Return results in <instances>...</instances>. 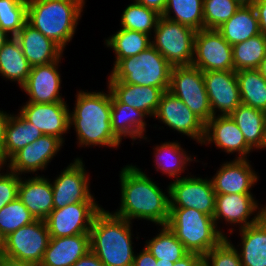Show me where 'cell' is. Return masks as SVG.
<instances>
[{
	"label": "cell",
	"mask_w": 266,
	"mask_h": 266,
	"mask_svg": "<svg viewBox=\"0 0 266 266\" xmlns=\"http://www.w3.org/2000/svg\"><path fill=\"white\" fill-rule=\"evenodd\" d=\"M121 203L115 215L132 222L145 219L159 226L167 225L170 216V190L167 194L136 165L120 171Z\"/></svg>",
	"instance_id": "cell-1"
},
{
	"label": "cell",
	"mask_w": 266,
	"mask_h": 266,
	"mask_svg": "<svg viewBox=\"0 0 266 266\" xmlns=\"http://www.w3.org/2000/svg\"><path fill=\"white\" fill-rule=\"evenodd\" d=\"M107 88L108 94L103 91L77 92L69 125L74 127L79 147L117 148L121 144L111 128V91Z\"/></svg>",
	"instance_id": "cell-2"
},
{
	"label": "cell",
	"mask_w": 266,
	"mask_h": 266,
	"mask_svg": "<svg viewBox=\"0 0 266 266\" xmlns=\"http://www.w3.org/2000/svg\"><path fill=\"white\" fill-rule=\"evenodd\" d=\"M132 222L102 208L90 229V250L105 266H133Z\"/></svg>",
	"instance_id": "cell-3"
},
{
	"label": "cell",
	"mask_w": 266,
	"mask_h": 266,
	"mask_svg": "<svg viewBox=\"0 0 266 266\" xmlns=\"http://www.w3.org/2000/svg\"><path fill=\"white\" fill-rule=\"evenodd\" d=\"M85 0H27V23L63 50L75 34Z\"/></svg>",
	"instance_id": "cell-4"
},
{
	"label": "cell",
	"mask_w": 266,
	"mask_h": 266,
	"mask_svg": "<svg viewBox=\"0 0 266 266\" xmlns=\"http://www.w3.org/2000/svg\"><path fill=\"white\" fill-rule=\"evenodd\" d=\"M166 226L189 253L202 256L225 238L213 217L192 208H170Z\"/></svg>",
	"instance_id": "cell-5"
},
{
	"label": "cell",
	"mask_w": 266,
	"mask_h": 266,
	"mask_svg": "<svg viewBox=\"0 0 266 266\" xmlns=\"http://www.w3.org/2000/svg\"><path fill=\"white\" fill-rule=\"evenodd\" d=\"M172 66L151 45L139 55L121 59L109 75L108 81L153 86L169 90Z\"/></svg>",
	"instance_id": "cell-6"
},
{
	"label": "cell",
	"mask_w": 266,
	"mask_h": 266,
	"mask_svg": "<svg viewBox=\"0 0 266 266\" xmlns=\"http://www.w3.org/2000/svg\"><path fill=\"white\" fill-rule=\"evenodd\" d=\"M196 30L160 16L151 37L152 46L172 66L192 65Z\"/></svg>",
	"instance_id": "cell-7"
},
{
	"label": "cell",
	"mask_w": 266,
	"mask_h": 266,
	"mask_svg": "<svg viewBox=\"0 0 266 266\" xmlns=\"http://www.w3.org/2000/svg\"><path fill=\"white\" fill-rule=\"evenodd\" d=\"M50 239L44 220H35L6 236L3 259L18 266H39Z\"/></svg>",
	"instance_id": "cell-8"
},
{
	"label": "cell",
	"mask_w": 266,
	"mask_h": 266,
	"mask_svg": "<svg viewBox=\"0 0 266 266\" xmlns=\"http://www.w3.org/2000/svg\"><path fill=\"white\" fill-rule=\"evenodd\" d=\"M205 124L213 117L203 72L193 65L172 67L169 90Z\"/></svg>",
	"instance_id": "cell-9"
},
{
	"label": "cell",
	"mask_w": 266,
	"mask_h": 266,
	"mask_svg": "<svg viewBox=\"0 0 266 266\" xmlns=\"http://www.w3.org/2000/svg\"><path fill=\"white\" fill-rule=\"evenodd\" d=\"M169 190L170 208H192L214 216L216 193L211 178L187 175L170 182Z\"/></svg>",
	"instance_id": "cell-10"
},
{
	"label": "cell",
	"mask_w": 266,
	"mask_h": 266,
	"mask_svg": "<svg viewBox=\"0 0 266 266\" xmlns=\"http://www.w3.org/2000/svg\"><path fill=\"white\" fill-rule=\"evenodd\" d=\"M192 65L202 72L234 71L232 46L217 29L196 32Z\"/></svg>",
	"instance_id": "cell-11"
},
{
	"label": "cell",
	"mask_w": 266,
	"mask_h": 266,
	"mask_svg": "<svg viewBox=\"0 0 266 266\" xmlns=\"http://www.w3.org/2000/svg\"><path fill=\"white\" fill-rule=\"evenodd\" d=\"M101 209L97 202H78L53 209L45 220L50 238L89 234L93 220Z\"/></svg>",
	"instance_id": "cell-12"
},
{
	"label": "cell",
	"mask_w": 266,
	"mask_h": 266,
	"mask_svg": "<svg viewBox=\"0 0 266 266\" xmlns=\"http://www.w3.org/2000/svg\"><path fill=\"white\" fill-rule=\"evenodd\" d=\"M81 158H75L51 183L54 209L78 202H97L90 192V179Z\"/></svg>",
	"instance_id": "cell-13"
},
{
	"label": "cell",
	"mask_w": 266,
	"mask_h": 266,
	"mask_svg": "<svg viewBox=\"0 0 266 266\" xmlns=\"http://www.w3.org/2000/svg\"><path fill=\"white\" fill-rule=\"evenodd\" d=\"M154 118L202 145L205 136V123L170 91H165L162 94Z\"/></svg>",
	"instance_id": "cell-14"
},
{
	"label": "cell",
	"mask_w": 266,
	"mask_h": 266,
	"mask_svg": "<svg viewBox=\"0 0 266 266\" xmlns=\"http://www.w3.org/2000/svg\"><path fill=\"white\" fill-rule=\"evenodd\" d=\"M257 202L253 194H216L213 216L216 227L227 237L224 231L217 226L221 221L220 219L229 225L233 224L232 226L239 225V229L257 223L266 214V206L259 208ZM255 212L257 213L254 214ZM252 215H254L253 218L249 220Z\"/></svg>",
	"instance_id": "cell-15"
},
{
	"label": "cell",
	"mask_w": 266,
	"mask_h": 266,
	"mask_svg": "<svg viewBox=\"0 0 266 266\" xmlns=\"http://www.w3.org/2000/svg\"><path fill=\"white\" fill-rule=\"evenodd\" d=\"M203 79L213 116H228L241 104L236 71H207Z\"/></svg>",
	"instance_id": "cell-16"
},
{
	"label": "cell",
	"mask_w": 266,
	"mask_h": 266,
	"mask_svg": "<svg viewBox=\"0 0 266 266\" xmlns=\"http://www.w3.org/2000/svg\"><path fill=\"white\" fill-rule=\"evenodd\" d=\"M19 111L44 135H52L65 142L62 135L70 129V110L66 101L46 104L26 102Z\"/></svg>",
	"instance_id": "cell-17"
},
{
	"label": "cell",
	"mask_w": 266,
	"mask_h": 266,
	"mask_svg": "<svg viewBox=\"0 0 266 266\" xmlns=\"http://www.w3.org/2000/svg\"><path fill=\"white\" fill-rule=\"evenodd\" d=\"M63 142L52 135H43L15 153L7 162V169L18 175L46 170L52 158L62 148Z\"/></svg>",
	"instance_id": "cell-18"
},
{
	"label": "cell",
	"mask_w": 266,
	"mask_h": 266,
	"mask_svg": "<svg viewBox=\"0 0 266 266\" xmlns=\"http://www.w3.org/2000/svg\"><path fill=\"white\" fill-rule=\"evenodd\" d=\"M58 61L31 67L26 82L21 87L29 96V101L35 103H55L65 101L61 96V75L58 71ZM61 94V95H60Z\"/></svg>",
	"instance_id": "cell-19"
},
{
	"label": "cell",
	"mask_w": 266,
	"mask_h": 266,
	"mask_svg": "<svg viewBox=\"0 0 266 266\" xmlns=\"http://www.w3.org/2000/svg\"><path fill=\"white\" fill-rule=\"evenodd\" d=\"M210 143L228 154L238 152L236 159H247V155L253 151L230 115L213 116L205 124V136L202 144Z\"/></svg>",
	"instance_id": "cell-20"
},
{
	"label": "cell",
	"mask_w": 266,
	"mask_h": 266,
	"mask_svg": "<svg viewBox=\"0 0 266 266\" xmlns=\"http://www.w3.org/2000/svg\"><path fill=\"white\" fill-rule=\"evenodd\" d=\"M220 166L211 179L216 194H252L259 176L248 159L234 158Z\"/></svg>",
	"instance_id": "cell-21"
},
{
	"label": "cell",
	"mask_w": 266,
	"mask_h": 266,
	"mask_svg": "<svg viewBox=\"0 0 266 266\" xmlns=\"http://www.w3.org/2000/svg\"><path fill=\"white\" fill-rule=\"evenodd\" d=\"M49 178L40 175L20 178L18 197L36 220H46L54 209Z\"/></svg>",
	"instance_id": "cell-22"
},
{
	"label": "cell",
	"mask_w": 266,
	"mask_h": 266,
	"mask_svg": "<svg viewBox=\"0 0 266 266\" xmlns=\"http://www.w3.org/2000/svg\"><path fill=\"white\" fill-rule=\"evenodd\" d=\"M31 67L58 61L63 57V49L50 38L27 22L15 36Z\"/></svg>",
	"instance_id": "cell-23"
},
{
	"label": "cell",
	"mask_w": 266,
	"mask_h": 266,
	"mask_svg": "<svg viewBox=\"0 0 266 266\" xmlns=\"http://www.w3.org/2000/svg\"><path fill=\"white\" fill-rule=\"evenodd\" d=\"M90 251V234L50 238L39 266H72Z\"/></svg>",
	"instance_id": "cell-24"
},
{
	"label": "cell",
	"mask_w": 266,
	"mask_h": 266,
	"mask_svg": "<svg viewBox=\"0 0 266 266\" xmlns=\"http://www.w3.org/2000/svg\"><path fill=\"white\" fill-rule=\"evenodd\" d=\"M107 84L111 93L121 103L141 110L147 117H154L162 94L165 92L161 88L126 84L121 81H108Z\"/></svg>",
	"instance_id": "cell-25"
},
{
	"label": "cell",
	"mask_w": 266,
	"mask_h": 266,
	"mask_svg": "<svg viewBox=\"0 0 266 266\" xmlns=\"http://www.w3.org/2000/svg\"><path fill=\"white\" fill-rule=\"evenodd\" d=\"M147 115L141 110L134 109L121 103L111 93V128L114 134L122 141L123 137L129 136L133 141L147 139L146 121ZM141 138V139H140Z\"/></svg>",
	"instance_id": "cell-26"
},
{
	"label": "cell",
	"mask_w": 266,
	"mask_h": 266,
	"mask_svg": "<svg viewBox=\"0 0 266 266\" xmlns=\"http://www.w3.org/2000/svg\"><path fill=\"white\" fill-rule=\"evenodd\" d=\"M242 266H266V214L255 224L239 229Z\"/></svg>",
	"instance_id": "cell-27"
},
{
	"label": "cell",
	"mask_w": 266,
	"mask_h": 266,
	"mask_svg": "<svg viewBox=\"0 0 266 266\" xmlns=\"http://www.w3.org/2000/svg\"><path fill=\"white\" fill-rule=\"evenodd\" d=\"M230 117L252 149H266V112L241 103Z\"/></svg>",
	"instance_id": "cell-28"
},
{
	"label": "cell",
	"mask_w": 266,
	"mask_h": 266,
	"mask_svg": "<svg viewBox=\"0 0 266 266\" xmlns=\"http://www.w3.org/2000/svg\"><path fill=\"white\" fill-rule=\"evenodd\" d=\"M217 31L231 45L260 34L258 17L253 5H242Z\"/></svg>",
	"instance_id": "cell-29"
},
{
	"label": "cell",
	"mask_w": 266,
	"mask_h": 266,
	"mask_svg": "<svg viewBox=\"0 0 266 266\" xmlns=\"http://www.w3.org/2000/svg\"><path fill=\"white\" fill-rule=\"evenodd\" d=\"M31 71V66L25 58L19 41L10 37L0 49V76L17 82L22 87Z\"/></svg>",
	"instance_id": "cell-30"
},
{
	"label": "cell",
	"mask_w": 266,
	"mask_h": 266,
	"mask_svg": "<svg viewBox=\"0 0 266 266\" xmlns=\"http://www.w3.org/2000/svg\"><path fill=\"white\" fill-rule=\"evenodd\" d=\"M38 128L28 122L20 113L11 114L6 127L3 156L8 161L15 153L43 136Z\"/></svg>",
	"instance_id": "cell-31"
},
{
	"label": "cell",
	"mask_w": 266,
	"mask_h": 266,
	"mask_svg": "<svg viewBox=\"0 0 266 266\" xmlns=\"http://www.w3.org/2000/svg\"><path fill=\"white\" fill-rule=\"evenodd\" d=\"M156 151L154 152V162L156 171H161L163 174L169 177L180 179L181 173H184V169L190 164L191 161H197L188 155L186 150L181 147L178 141L165 142L160 145H156ZM185 150V151H184ZM193 159V160H192Z\"/></svg>",
	"instance_id": "cell-32"
},
{
	"label": "cell",
	"mask_w": 266,
	"mask_h": 266,
	"mask_svg": "<svg viewBox=\"0 0 266 266\" xmlns=\"http://www.w3.org/2000/svg\"><path fill=\"white\" fill-rule=\"evenodd\" d=\"M152 36L143 32L121 28L115 34L105 39L107 48L115 53L114 66L123 58L139 55L152 45Z\"/></svg>",
	"instance_id": "cell-33"
},
{
	"label": "cell",
	"mask_w": 266,
	"mask_h": 266,
	"mask_svg": "<svg viewBox=\"0 0 266 266\" xmlns=\"http://www.w3.org/2000/svg\"><path fill=\"white\" fill-rule=\"evenodd\" d=\"M241 103L266 112V79L258 69L236 72Z\"/></svg>",
	"instance_id": "cell-34"
},
{
	"label": "cell",
	"mask_w": 266,
	"mask_h": 266,
	"mask_svg": "<svg viewBox=\"0 0 266 266\" xmlns=\"http://www.w3.org/2000/svg\"><path fill=\"white\" fill-rule=\"evenodd\" d=\"M161 16L199 31L204 29L203 0H167Z\"/></svg>",
	"instance_id": "cell-35"
},
{
	"label": "cell",
	"mask_w": 266,
	"mask_h": 266,
	"mask_svg": "<svg viewBox=\"0 0 266 266\" xmlns=\"http://www.w3.org/2000/svg\"><path fill=\"white\" fill-rule=\"evenodd\" d=\"M161 227L159 229L160 232L152 239L146 240L144 246L156 260L175 263L185 257L189 252L169 227L166 225Z\"/></svg>",
	"instance_id": "cell-36"
},
{
	"label": "cell",
	"mask_w": 266,
	"mask_h": 266,
	"mask_svg": "<svg viewBox=\"0 0 266 266\" xmlns=\"http://www.w3.org/2000/svg\"><path fill=\"white\" fill-rule=\"evenodd\" d=\"M234 71L258 69L266 55V37L253 36L232 46Z\"/></svg>",
	"instance_id": "cell-37"
},
{
	"label": "cell",
	"mask_w": 266,
	"mask_h": 266,
	"mask_svg": "<svg viewBox=\"0 0 266 266\" xmlns=\"http://www.w3.org/2000/svg\"><path fill=\"white\" fill-rule=\"evenodd\" d=\"M121 27L123 29L143 32L153 35L157 22L161 16L157 11L133 1L121 14ZM153 30V31H152Z\"/></svg>",
	"instance_id": "cell-38"
},
{
	"label": "cell",
	"mask_w": 266,
	"mask_h": 266,
	"mask_svg": "<svg viewBox=\"0 0 266 266\" xmlns=\"http://www.w3.org/2000/svg\"><path fill=\"white\" fill-rule=\"evenodd\" d=\"M27 21V0H0V27L15 37Z\"/></svg>",
	"instance_id": "cell-39"
},
{
	"label": "cell",
	"mask_w": 266,
	"mask_h": 266,
	"mask_svg": "<svg viewBox=\"0 0 266 266\" xmlns=\"http://www.w3.org/2000/svg\"><path fill=\"white\" fill-rule=\"evenodd\" d=\"M242 5L236 0H203L204 29H217Z\"/></svg>",
	"instance_id": "cell-40"
},
{
	"label": "cell",
	"mask_w": 266,
	"mask_h": 266,
	"mask_svg": "<svg viewBox=\"0 0 266 266\" xmlns=\"http://www.w3.org/2000/svg\"><path fill=\"white\" fill-rule=\"evenodd\" d=\"M35 220L19 198L0 209V230L5 236Z\"/></svg>",
	"instance_id": "cell-41"
},
{
	"label": "cell",
	"mask_w": 266,
	"mask_h": 266,
	"mask_svg": "<svg viewBox=\"0 0 266 266\" xmlns=\"http://www.w3.org/2000/svg\"><path fill=\"white\" fill-rule=\"evenodd\" d=\"M228 237L203 256L204 266H242L238 249Z\"/></svg>",
	"instance_id": "cell-42"
},
{
	"label": "cell",
	"mask_w": 266,
	"mask_h": 266,
	"mask_svg": "<svg viewBox=\"0 0 266 266\" xmlns=\"http://www.w3.org/2000/svg\"><path fill=\"white\" fill-rule=\"evenodd\" d=\"M6 171L0 175V209L18 197L21 176L8 169Z\"/></svg>",
	"instance_id": "cell-43"
},
{
	"label": "cell",
	"mask_w": 266,
	"mask_h": 266,
	"mask_svg": "<svg viewBox=\"0 0 266 266\" xmlns=\"http://www.w3.org/2000/svg\"><path fill=\"white\" fill-rule=\"evenodd\" d=\"M133 266H157V260L144 246L140 253L135 254Z\"/></svg>",
	"instance_id": "cell-44"
},
{
	"label": "cell",
	"mask_w": 266,
	"mask_h": 266,
	"mask_svg": "<svg viewBox=\"0 0 266 266\" xmlns=\"http://www.w3.org/2000/svg\"><path fill=\"white\" fill-rule=\"evenodd\" d=\"M253 6L258 17L260 33L266 37V0H257Z\"/></svg>",
	"instance_id": "cell-45"
},
{
	"label": "cell",
	"mask_w": 266,
	"mask_h": 266,
	"mask_svg": "<svg viewBox=\"0 0 266 266\" xmlns=\"http://www.w3.org/2000/svg\"><path fill=\"white\" fill-rule=\"evenodd\" d=\"M203 256L196 253H188L185 257L174 263L173 266H202Z\"/></svg>",
	"instance_id": "cell-46"
},
{
	"label": "cell",
	"mask_w": 266,
	"mask_h": 266,
	"mask_svg": "<svg viewBox=\"0 0 266 266\" xmlns=\"http://www.w3.org/2000/svg\"><path fill=\"white\" fill-rule=\"evenodd\" d=\"M72 266H105L99 258L90 250Z\"/></svg>",
	"instance_id": "cell-47"
},
{
	"label": "cell",
	"mask_w": 266,
	"mask_h": 266,
	"mask_svg": "<svg viewBox=\"0 0 266 266\" xmlns=\"http://www.w3.org/2000/svg\"><path fill=\"white\" fill-rule=\"evenodd\" d=\"M10 113L0 110V154L3 155V148L5 142L6 127L9 122Z\"/></svg>",
	"instance_id": "cell-48"
},
{
	"label": "cell",
	"mask_w": 266,
	"mask_h": 266,
	"mask_svg": "<svg viewBox=\"0 0 266 266\" xmlns=\"http://www.w3.org/2000/svg\"><path fill=\"white\" fill-rule=\"evenodd\" d=\"M134 1L136 3L146 6L147 8H151L157 11L161 15L164 12L167 3V0H134Z\"/></svg>",
	"instance_id": "cell-49"
},
{
	"label": "cell",
	"mask_w": 266,
	"mask_h": 266,
	"mask_svg": "<svg viewBox=\"0 0 266 266\" xmlns=\"http://www.w3.org/2000/svg\"><path fill=\"white\" fill-rule=\"evenodd\" d=\"M5 246H6V236L0 230V258L3 257Z\"/></svg>",
	"instance_id": "cell-50"
},
{
	"label": "cell",
	"mask_w": 266,
	"mask_h": 266,
	"mask_svg": "<svg viewBox=\"0 0 266 266\" xmlns=\"http://www.w3.org/2000/svg\"><path fill=\"white\" fill-rule=\"evenodd\" d=\"M10 35H8L1 27H0V49L3 45L8 41Z\"/></svg>",
	"instance_id": "cell-51"
},
{
	"label": "cell",
	"mask_w": 266,
	"mask_h": 266,
	"mask_svg": "<svg viewBox=\"0 0 266 266\" xmlns=\"http://www.w3.org/2000/svg\"><path fill=\"white\" fill-rule=\"evenodd\" d=\"M260 74L266 79V55L258 67Z\"/></svg>",
	"instance_id": "cell-52"
},
{
	"label": "cell",
	"mask_w": 266,
	"mask_h": 266,
	"mask_svg": "<svg viewBox=\"0 0 266 266\" xmlns=\"http://www.w3.org/2000/svg\"><path fill=\"white\" fill-rule=\"evenodd\" d=\"M0 266H18V265L11 261L0 258Z\"/></svg>",
	"instance_id": "cell-53"
},
{
	"label": "cell",
	"mask_w": 266,
	"mask_h": 266,
	"mask_svg": "<svg viewBox=\"0 0 266 266\" xmlns=\"http://www.w3.org/2000/svg\"><path fill=\"white\" fill-rule=\"evenodd\" d=\"M7 165V161L5 160L4 156L2 154H0V175L2 174L1 171L3 168H5L4 166Z\"/></svg>",
	"instance_id": "cell-54"
},
{
	"label": "cell",
	"mask_w": 266,
	"mask_h": 266,
	"mask_svg": "<svg viewBox=\"0 0 266 266\" xmlns=\"http://www.w3.org/2000/svg\"><path fill=\"white\" fill-rule=\"evenodd\" d=\"M241 5H253L257 0H236Z\"/></svg>",
	"instance_id": "cell-55"
},
{
	"label": "cell",
	"mask_w": 266,
	"mask_h": 266,
	"mask_svg": "<svg viewBox=\"0 0 266 266\" xmlns=\"http://www.w3.org/2000/svg\"><path fill=\"white\" fill-rule=\"evenodd\" d=\"M174 263L170 262V261H160L157 260V266H173Z\"/></svg>",
	"instance_id": "cell-56"
}]
</instances>
